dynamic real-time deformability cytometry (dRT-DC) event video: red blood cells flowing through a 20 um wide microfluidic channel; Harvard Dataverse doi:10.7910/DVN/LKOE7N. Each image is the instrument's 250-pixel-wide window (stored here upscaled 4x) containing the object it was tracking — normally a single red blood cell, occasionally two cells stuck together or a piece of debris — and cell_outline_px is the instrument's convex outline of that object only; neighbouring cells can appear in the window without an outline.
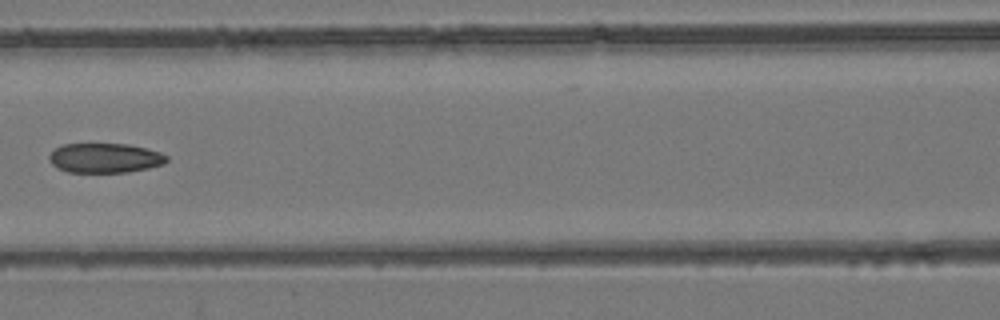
{"species": "common noctule bat (a hibernating species)", "species_latin": "Nyctalus noctula", "temperature_condition": "room temperature", "stored_images_in_passage": 8, "camera_frame_rate_fps": 3000, "um_per_image_px": 0.085, "animal": {"sex": "female", "body_mass_g": 24.6, "forearm_length_mm": 56.2}, "frame": {"image": 1, "passage_image": 8, "time_ms": 8.0, "image_size_px": [1000, 320], "cell_outline_px": [[168, 160], [164, 164], [148, 168], [128, 172], [68, 172], [56, 168], [48, 160], [48, 156], [56, 148], [64, 144], [128, 144], [160, 152], [168, 156]], "centroid_in_image_um": [8.91, 13.43], "position_along_channel_um": 157.7, "area_um2": 20.29}}